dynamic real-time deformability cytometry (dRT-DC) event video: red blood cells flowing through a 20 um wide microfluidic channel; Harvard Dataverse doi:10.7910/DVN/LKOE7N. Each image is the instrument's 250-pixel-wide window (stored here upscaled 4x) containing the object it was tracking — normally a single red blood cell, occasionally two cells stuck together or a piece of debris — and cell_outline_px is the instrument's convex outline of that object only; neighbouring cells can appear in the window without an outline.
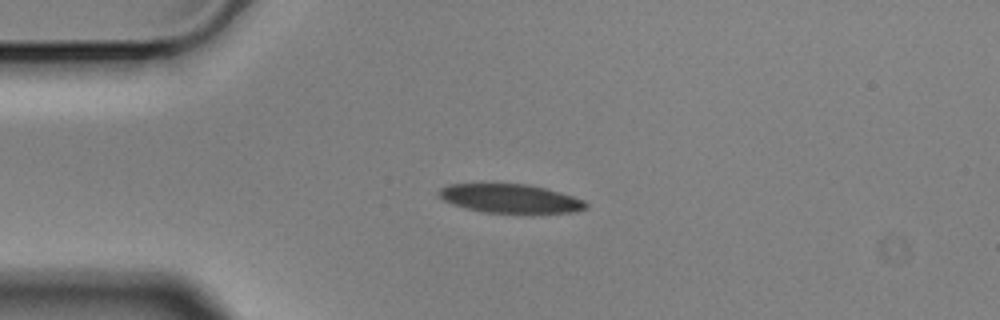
{"species": "Egyptian fruit bat (a non-hibernating species)", "species_latin": "Rousettus aegyptiacus", "temperature_condition": "cold", "stored_images_in_passage": 13, "camera_frame_rate_fps": 3000, "um_per_image_px": 0.085, "animal": {"sex": "male"}, "frame": {"image": 1, "passage_image": 2, "time_ms": 0.333, "image_size_px": [1000, 320], "cell_outline_px": [[588, 208], [572, 212], [484, 212], [452, 204], [444, 200], [436, 192], [440, 188], [448, 184], [528, 184], [548, 188], [584, 200], [588, 204]], "centroid_in_image_um": [43.37, 16.86], "position_along_channel_um": 41.6, "area_um2": 24.39}}
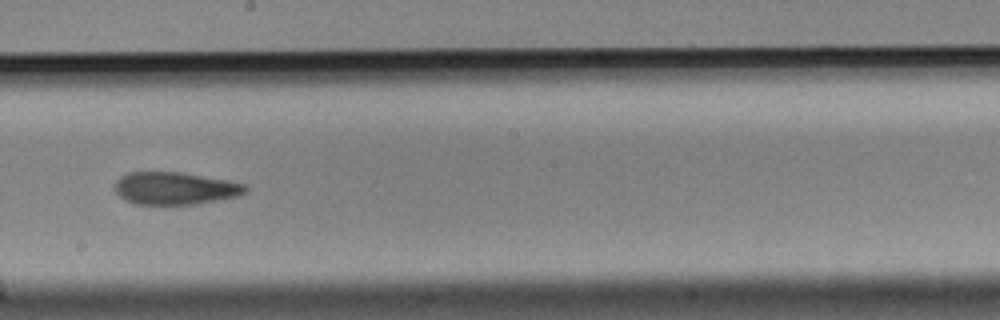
{"frame": {"image": 2, "passage_image": 7, "time_ms": 2.0, "image_size_px": [1000, 320], "cell_outline_px": [[248, 192], [240, 196], [196, 204], [136, 204], [124, 200], [116, 192], [116, 180], [120, 176], [128, 172], [180, 172], [228, 180], [244, 184], [248, 188]], "centroid_in_image_um": [14.9, 16.01], "position_along_channel_um": 233.3, "area_um2": 24.8}}
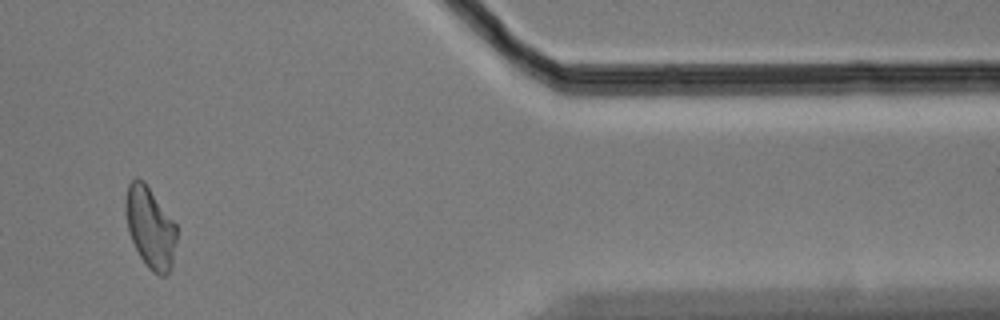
{"frame": {"image": 3, "passage_image": 11, "time_ms": 3.333, "image_size_px": [1000, 320], "cell_outline_px": [[176, 240], [172, 264], [168, 272], [164, 276], [160, 276], [152, 272], [148, 268], [140, 256], [132, 240], [128, 228], [124, 212], [124, 200], [128, 184], [136, 176], [144, 180], [176, 224]], "centroid_in_image_um": [12.74, 19.3], "position_along_channel_um": 398.7, "area_um2": 24.22}}